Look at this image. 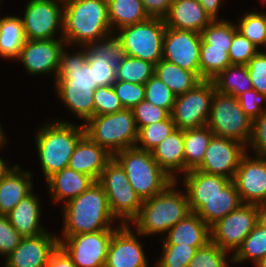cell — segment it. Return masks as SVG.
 I'll list each match as a JSON object with an SVG mask.
<instances>
[{
	"label": "cell",
	"mask_w": 266,
	"mask_h": 267,
	"mask_svg": "<svg viewBox=\"0 0 266 267\" xmlns=\"http://www.w3.org/2000/svg\"><path fill=\"white\" fill-rule=\"evenodd\" d=\"M263 48H266V39H265V42L263 44ZM262 52L266 54V49H265V51H262Z\"/></svg>",
	"instance_id": "62"
},
{
	"label": "cell",
	"mask_w": 266,
	"mask_h": 267,
	"mask_svg": "<svg viewBox=\"0 0 266 267\" xmlns=\"http://www.w3.org/2000/svg\"><path fill=\"white\" fill-rule=\"evenodd\" d=\"M247 153L241 157L232 181L243 204L256 205L266 198V157L253 158Z\"/></svg>",
	"instance_id": "17"
},
{
	"label": "cell",
	"mask_w": 266,
	"mask_h": 267,
	"mask_svg": "<svg viewBox=\"0 0 266 267\" xmlns=\"http://www.w3.org/2000/svg\"><path fill=\"white\" fill-rule=\"evenodd\" d=\"M113 158L104 147L93 142L86 134L78 141L68 167L97 181L106 164Z\"/></svg>",
	"instance_id": "21"
},
{
	"label": "cell",
	"mask_w": 266,
	"mask_h": 267,
	"mask_svg": "<svg viewBox=\"0 0 266 267\" xmlns=\"http://www.w3.org/2000/svg\"><path fill=\"white\" fill-rule=\"evenodd\" d=\"M97 85H55L60 101L85 124L94 116V90Z\"/></svg>",
	"instance_id": "29"
},
{
	"label": "cell",
	"mask_w": 266,
	"mask_h": 267,
	"mask_svg": "<svg viewBox=\"0 0 266 267\" xmlns=\"http://www.w3.org/2000/svg\"><path fill=\"white\" fill-rule=\"evenodd\" d=\"M154 75L163 81L176 96L185 94L202 81L196 73L182 69L164 59L155 65Z\"/></svg>",
	"instance_id": "31"
},
{
	"label": "cell",
	"mask_w": 266,
	"mask_h": 267,
	"mask_svg": "<svg viewBox=\"0 0 266 267\" xmlns=\"http://www.w3.org/2000/svg\"><path fill=\"white\" fill-rule=\"evenodd\" d=\"M87 63L94 67L95 83L98 87H111L117 80L116 66L113 60L98 57L87 45Z\"/></svg>",
	"instance_id": "45"
},
{
	"label": "cell",
	"mask_w": 266,
	"mask_h": 267,
	"mask_svg": "<svg viewBox=\"0 0 266 267\" xmlns=\"http://www.w3.org/2000/svg\"><path fill=\"white\" fill-rule=\"evenodd\" d=\"M244 14L237 22L238 31L256 47L263 46L266 39V14L257 11Z\"/></svg>",
	"instance_id": "41"
},
{
	"label": "cell",
	"mask_w": 266,
	"mask_h": 267,
	"mask_svg": "<svg viewBox=\"0 0 266 267\" xmlns=\"http://www.w3.org/2000/svg\"><path fill=\"white\" fill-rule=\"evenodd\" d=\"M124 107L113 87H97L94 90V116L116 113Z\"/></svg>",
	"instance_id": "47"
},
{
	"label": "cell",
	"mask_w": 266,
	"mask_h": 267,
	"mask_svg": "<svg viewBox=\"0 0 266 267\" xmlns=\"http://www.w3.org/2000/svg\"><path fill=\"white\" fill-rule=\"evenodd\" d=\"M211 80L217 92L235 97L253 89L247 65L231 64Z\"/></svg>",
	"instance_id": "34"
},
{
	"label": "cell",
	"mask_w": 266,
	"mask_h": 267,
	"mask_svg": "<svg viewBox=\"0 0 266 267\" xmlns=\"http://www.w3.org/2000/svg\"><path fill=\"white\" fill-rule=\"evenodd\" d=\"M65 48L61 53L54 85H96L94 67L87 63L85 47L81 46V51L73 54Z\"/></svg>",
	"instance_id": "23"
},
{
	"label": "cell",
	"mask_w": 266,
	"mask_h": 267,
	"mask_svg": "<svg viewBox=\"0 0 266 267\" xmlns=\"http://www.w3.org/2000/svg\"><path fill=\"white\" fill-rule=\"evenodd\" d=\"M162 244L203 247L211 241L210 228L197 214L190 212L184 219L168 230Z\"/></svg>",
	"instance_id": "26"
},
{
	"label": "cell",
	"mask_w": 266,
	"mask_h": 267,
	"mask_svg": "<svg viewBox=\"0 0 266 267\" xmlns=\"http://www.w3.org/2000/svg\"><path fill=\"white\" fill-rule=\"evenodd\" d=\"M201 33L165 28L163 58L200 77Z\"/></svg>",
	"instance_id": "14"
},
{
	"label": "cell",
	"mask_w": 266,
	"mask_h": 267,
	"mask_svg": "<svg viewBox=\"0 0 266 267\" xmlns=\"http://www.w3.org/2000/svg\"><path fill=\"white\" fill-rule=\"evenodd\" d=\"M230 48L211 47L203 39L200 45V78L211 80L220 71L231 65L229 57Z\"/></svg>",
	"instance_id": "36"
},
{
	"label": "cell",
	"mask_w": 266,
	"mask_h": 267,
	"mask_svg": "<svg viewBox=\"0 0 266 267\" xmlns=\"http://www.w3.org/2000/svg\"><path fill=\"white\" fill-rule=\"evenodd\" d=\"M237 25L228 20H213L201 31V38L211 47L230 48Z\"/></svg>",
	"instance_id": "40"
},
{
	"label": "cell",
	"mask_w": 266,
	"mask_h": 267,
	"mask_svg": "<svg viewBox=\"0 0 266 267\" xmlns=\"http://www.w3.org/2000/svg\"><path fill=\"white\" fill-rule=\"evenodd\" d=\"M164 21L169 28L201 33L213 20L198 0H173Z\"/></svg>",
	"instance_id": "22"
},
{
	"label": "cell",
	"mask_w": 266,
	"mask_h": 267,
	"mask_svg": "<svg viewBox=\"0 0 266 267\" xmlns=\"http://www.w3.org/2000/svg\"><path fill=\"white\" fill-rule=\"evenodd\" d=\"M144 87L145 100L166 109L171 114L176 99L172 90L155 75L144 84Z\"/></svg>",
	"instance_id": "44"
},
{
	"label": "cell",
	"mask_w": 266,
	"mask_h": 267,
	"mask_svg": "<svg viewBox=\"0 0 266 267\" xmlns=\"http://www.w3.org/2000/svg\"><path fill=\"white\" fill-rule=\"evenodd\" d=\"M115 230L58 236L59 246L76 267H105L108 247Z\"/></svg>",
	"instance_id": "12"
},
{
	"label": "cell",
	"mask_w": 266,
	"mask_h": 267,
	"mask_svg": "<svg viewBox=\"0 0 266 267\" xmlns=\"http://www.w3.org/2000/svg\"><path fill=\"white\" fill-rule=\"evenodd\" d=\"M65 44L63 38L26 40L15 60L20 61L30 75L52 73L56 79Z\"/></svg>",
	"instance_id": "15"
},
{
	"label": "cell",
	"mask_w": 266,
	"mask_h": 267,
	"mask_svg": "<svg viewBox=\"0 0 266 267\" xmlns=\"http://www.w3.org/2000/svg\"><path fill=\"white\" fill-rule=\"evenodd\" d=\"M207 126L215 136L232 139L248 147L253 120L244 113L237 97L215 90Z\"/></svg>",
	"instance_id": "7"
},
{
	"label": "cell",
	"mask_w": 266,
	"mask_h": 267,
	"mask_svg": "<svg viewBox=\"0 0 266 267\" xmlns=\"http://www.w3.org/2000/svg\"><path fill=\"white\" fill-rule=\"evenodd\" d=\"M258 49L262 48L256 47L238 31L233 37L228 52L231 64L247 65L249 60L259 52Z\"/></svg>",
	"instance_id": "49"
},
{
	"label": "cell",
	"mask_w": 266,
	"mask_h": 267,
	"mask_svg": "<svg viewBox=\"0 0 266 267\" xmlns=\"http://www.w3.org/2000/svg\"><path fill=\"white\" fill-rule=\"evenodd\" d=\"M132 112L134 114L138 130L152 123L166 120L171 115L166 109L155 106L146 100L137 104L132 109Z\"/></svg>",
	"instance_id": "50"
},
{
	"label": "cell",
	"mask_w": 266,
	"mask_h": 267,
	"mask_svg": "<svg viewBox=\"0 0 266 267\" xmlns=\"http://www.w3.org/2000/svg\"><path fill=\"white\" fill-rule=\"evenodd\" d=\"M257 224L266 228V203L257 204Z\"/></svg>",
	"instance_id": "58"
},
{
	"label": "cell",
	"mask_w": 266,
	"mask_h": 267,
	"mask_svg": "<svg viewBox=\"0 0 266 267\" xmlns=\"http://www.w3.org/2000/svg\"><path fill=\"white\" fill-rule=\"evenodd\" d=\"M232 139L213 136L202 163L196 168L202 172L222 175L233 180L241 157L249 150Z\"/></svg>",
	"instance_id": "16"
},
{
	"label": "cell",
	"mask_w": 266,
	"mask_h": 267,
	"mask_svg": "<svg viewBox=\"0 0 266 267\" xmlns=\"http://www.w3.org/2000/svg\"><path fill=\"white\" fill-rule=\"evenodd\" d=\"M198 248L176 244H163L162 255L154 267H188Z\"/></svg>",
	"instance_id": "43"
},
{
	"label": "cell",
	"mask_w": 266,
	"mask_h": 267,
	"mask_svg": "<svg viewBox=\"0 0 266 267\" xmlns=\"http://www.w3.org/2000/svg\"><path fill=\"white\" fill-rule=\"evenodd\" d=\"M107 2L108 18L112 32L150 18L141 0H107Z\"/></svg>",
	"instance_id": "32"
},
{
	"label": "cell",
	"mask_w": 266,
	"mask_h": 267,
	"mask_svg": "<svg viewBox=\"0 0 266 267\" xmlns=\"http://www.w3.org/2000/svg\"><path fill=\"white\" fill-rule=\"evenodd\" d=\"M176 128L171 115L166 120L152 123L138 130V138L135 147L151 152Z\"/></svg>",
	"instance_id": "39"
},
{
	"label": "cell",
	"mask_w": 266,
	"mask_h": 267,
	"mask_svg": "<svg viewBox=\"0 0 266 267\" xmlns=\"http://www.w3.org/2000/svg\"><path fill=\"white\" fill-rule=\"evenodd\" d=\"M247 71L253 89L258 93L266 94V54L259 51L247 63Z\"/></svg>",
	"instance_id": "51"
},
{
	"label": "cell",
	"mask_w": 266,
	"mask_h": 267,
	"mask_svg": "<svg viewBox=\"0 0 266 267\" xmlns=\"http://www.w3.org/2000/svg\"><path fill=\"white\" fill-rule=\"evenodd\" d=\"M59 246L58 236L44 232L22 237L19 245L5 258L4 267H44Z\"/></svg>",
	"instance_id": "19"
},
{
	"label": "cell",
	"mask_w": 266,
	"mask_h": 267,
	"mask_svg": "<svg viewBox=\"0 0 266 267\" xmlns=\"http://www.w3.org/2000/svg\"><path fill=\"white\" fill-rule=\"evenodd\" d=\"M257 224V204H242L210 228L211 241L229 252L242 245Z\"/></svg>",
	"instance_id": "13"
},
{
	"label": "cell",
	"mask_w": 266,
	"mask_h": 267,
	"mask_svg": "<svg viewBox=\"0 0 266 267\" xmlns=\"http://www.w3.org/2000/svg\"><path fill=\"white\" fill-rule=\"evenodd\" d=\"M44 267H76L68 254L58 246Z\"/></svg>",
	"instance_id": "56"
},
{
	"label": "cell",
	"mask_w": 266,
	"mask_h": 267,
	"mask_svg": "<svg viewBox=\"0 0 266 267\" xmlns=\"http://www.w3.org/2000/svg\"><path fill=\"white\" fill-rule=\"evenodd\" d=\"M165 28L164 18L150 17L141 23L120 28L117 36L127 56L156 65L163 58Z\"/></svg>",
	"instance_id": "9"
},
{
	"label": "cell",
	"mask_w": 266,
	"mask_h": 267,
	"mask_svg": "<svg viewBox=\"0 0 266 267\" xmlns=\"http://www.w3.org/2000/svg\"><path fill=\"white\" fill-rule=\"evenodd\" d=\"M6 137L4 135V131L2 129V126L0 125V149L5 146L6 144Z\"/></svg>",
	"instance_id": "60"
},
{
	"label": "cell",
	"mask_w": 266,
	"mask_h": 267,
	"mask_svg": "<svg viewBox=\"0 0 266 267\" xmlns=\"http://www.w3.org/2000/svg\"><path fill=\"white\" fill-rule=\"evenodd\" d=\"M32 172L23 171L19 165L0 180V214L7 215L23 198L33 191Z\"/></svg>",
	"instance_id": "25"
},
{
	"label": "cell",
	"mask_w": 266,
	"mask_h": 267,
	"mask_svg": "<svg viewBox=\"0 0 266 267\" xmlns=\"http://www.w3.org/2000/svg\"><path fill=\"white\" fill-rule=\"evenodd\" d=\"M113 157L125 170L130 186L142 201L161 193L174 181L159 167L149 151L126 148Z\"/></svg>",
	"instance_id": "5"
},
{
	"label": "cell",
	"mask_w": 266,
	"mask_h": 267,
	"mask_svg": "<svg viewBox=\"0 0 266 267\" xmlns=\"http://www.w3.org/2000/svg\"><path fill=\"white\" fill-rule=\"evenodd\" d=\"M39 202V196L32 191L7 214L10 223L22 237H34L47 231L40 223L42 213Z\"/></svg>",
	"instance_id": "28"
},
{
	"label": "cell",
	"mask_w": 266,
	"mask_h": 267,
	"mask_svg": "<svg viewBox=\"0 0 266 267\" xmlns=\"http://www.w3.org/2000/svg\"><path fill=\"white\" fill-rule=\"evenodd\" d=\"M145 11L150 17L164 18L170 9L173 0H141Z\"/></svg>",
	"instance_id": "55"
},
{
	"label": "cell",
	"mask_w": 266,
	"mask_h": 267,
	"mask_svg": "<svg viewBox=\"0 0 266 267\" xmlns=\"http://www.w3.org/2000/svg\"><path fill=\"white\" fill-rule=\"evenodd\" d=\"M84 135L83 124L75 125L65 120L46 122L38 129L35 144L45 180L68 167L74 149Z\"/></svg>",
	"instance_id": "4"
},
{
	"label": "cell",
	"mask_w": 266,
	"mask_h": 267,
	"mask_svg": "<svg viewBox=\"0 0 266 267\" xmlns=\"http://www.w3.org/2000/svg\"><path fill=\"white\" fill-rule=\"evenodd\" d=\"M113 34V35H112ZM115 32L100 38L96 42H92L87 46L98 56L106 60H113L117 65L126 56L123 50L120 38L115 34Z\"/></svg>",
	"instance_id": "46"
},
{
	"label": "cell",
	"mask_w": 266,
	"mask_h": 267,
	"mask_svg": "<svg viewBox=\"0 0 266 267\" xmlns=\"http://www.w3.org/2000/svg\"><path fill=\"white\" fill-rule=\"evenodd\" d=\"M215 86L212 80H202L185 94L176 96L172 120L176 128L193 129L207 125Z\"/></svg>",
	"instance_id": "10"
},
{
	"label": "cell",
	"mask_w": 266,
	"mask_h": 267,
	"mask_svg": "<svg viewBox=\"0 0 266 267\" xmlns=\"http://www.w3.org/2000/svg\"><path fill=\"white\" fill-rule=\"evenodd\" d=\"M213 136L214 133L207 125L184 130L185 174L202 163Z\"/></svg>",
	"instance_id": "35"
},
{
	"label": "cell",
	"mask_w": 266,
	"mask_h": 267,
	"mask_svg": "<svg viewBox=\"0 0 266 267\" xmlns=\"http://www.w3.org/2000/svg\"><path fill=\"white\" fill-rule=\"evenodd\" d=\"M46 182L50 197L55 204L62 201L66 203L78 197L94 184L95 180L86 174L67 167L54 173Z\"/></svg>",
	"instance_id": "27"
},
{
	"label": "cell",
	"mask_w": 266,
	"mask_h": 267,
	"mask_svg": "<svg viewBox=\"0 0 266 267\" xmlns=\"http://www.w3.org/2000/svg\"><path fill=\"white\" fill-rule=\"evenodd\" d=\"M242 204L243 202L241 201L235 183L231 180L221 192L206 200L205 205L197 214L211 228L221 218L238 209Z\"/></svg>",
	"instance_id": "30"
},
{
	"label": "cell",
	"mask_w": 266,
	"mask_h": 267,
	"mask_svg": "<svg viewBox=\"0 0 266 267\" xmlns=\"http://www.w3.org/2000/svg\"><path fill=\"white\" fill-rule=\"evenodd\" d=\"M182 180L192 213H197L206 200L216 196L231 181L222 175L208 174L196 169L183 174Z\"/></svg>",
	"instance_id": "20"
},
{
	"label": "cell",
	"mask_w": 266,
	"mask_h": 267,
	"mask_svg": "<svg viewBox=\"0 0 266 267\" xmlns=\"http://www.w3.org/2000/svg\"><path fill=\"white\" fill-rule=\"evenodd\" d=\"M63 1V39L66 45L80 48L113 33L107 0Z\"/></svg>",
	"instance_id": "2"
},
{
	"label": "cell",
	"mask_w": 266,
	"mask_h": 267,
	"mask_svg": "<svg viewBox=\"0 0 266 267\" xmlns=\"http://www.w3.org/2000/svg\"><path fill=\"white\" fill-rule=\"evenodd\" d=\"M228 253L209 241L205 246L198 248L188 267H229V264L232 263V256L230 261L227 260Z\"/></svg>",
	"instance_id": "42"
},
{
	"label": "cell",
	"mask_w": 266,
	"mask_h": 267,
	"mask_svg": "<svg viewBox=\"0 0 266 267\" xmlns=\"http://www.w3.org/2000/svg\"><path fill=\"white\" fill-rule=\"evenodd\" d=\"M130 227L129 224H120L114 231L105 267H149L143 245L137 238L142 235Z\"/></svg>",
	"instance_id": "18"
},
{
	"label": "cell",
	"mask_w": 266,
	"mask_h": 267,
	"mask_svg": "<svg viewBox=\"0 0 266 267\" xmlns=\"http://www.w3.org/2000/svg\"><path fill=\"white\" fill-rule=\"evenodd\" d=\"M254 150L255 156L266 157V109L253 121L252 137L248 148Z\"/></svg>",
	"instance_id": "54"
},
{
	"label": "cell",
	"mask_w": 266,
	"mask_h": 267,
	"mask_svg": "<svg viewBox=\"0 0 266 267\" xmlns=\"http://www.w3.org/2000/svg\"><path fill=\"white\" fill-rule=\"evenodd\" d=\"M8 163L3 160V158L0 157V180L3 178V176L11 169Z\"/></svg>",
	"instance_id": "59"
},
{
	"label": "cell",
	"mask_w": 266,
	"mask_h": 267,
	"mask_svg": "<svg viewBox=\"0 0 266 267\" xmlns=\"http://www.w3.org/2000/svg\"><path fill=\"white\" fill-rule=\"evenodd\" d=\"M97 182L104 189L110 211L121 225L131 223L139 214L142 200L130 186L125 170L113 157Z\"/></svg>",
	"instance_id": "8"
},
{
	"label": "cell",
	"mask_w": 266,
	"mask_h": 267,
	"mask_svg": "<svg viewBox=\"0 0 266 267\" xmlns=\"http://www.w3.org/2000/svg\"><path fill=\"white\" fill-rule=\"evenodd\" d=\"M26 40L20 17L0 18V57L15 60Z\"/></svg>",
	"instance_id": "33"
},
{
	"label": "cell",
	"mask_w": 266,
	"mask_h": 267,
	"mask_svg": "<svg viewBox=\"0 0 266 267\" xmlns=\"http://www.w3.org/2000/svg\"><path fill=\"white\" fill-rule=\"evenodd\" d=\"M151 153L159 167L172 180H177L176 173L185 174L184 130L175 129Z\"/></svg>",
	"instance_id": "24"
},
{
	"label": "cell",
	"mask_w": 266,
	"mask_h": 267,
	"mask_svg": "<svg viewBox=\"0 0 266 267\" xmlns=\"http://www.w3.org/2000/svg\"><path fill=\"white\" fill-rule=\"evenodd\" d=\"M117 80L144 85L155 72V64L125 56L116 66Z\"/></svg>",
	"instance_id": "38"
},
{
	"label": "cell",
	"mask_w": 266,
	"mask_h": 267,
	"mask_svg": "<svg viewBox=\"0 0 266 267\" xmlns=\"http://www.w3.org/2000/svg\"><path fill=\"white\" fill-rule=\"evenodd\" d=\"M25 8L21 19L27 40L54 39L57 32L63 38V0H29Z\"/></svg>",
	"instance_id": "11"
},
{
	"label": "cell",
	"mask_w": 266,
	"mask_h": 267,
	"mask_svg": "<svg viewBox=\"0 0 266 267\" xmlns=\"http://www.w3.org/2000/svg\"><path fill=\"white\" fill-rule=\"evenodd\" d=\"M112 87L124 109H133L137 104L145 100V87L142 84L116 80Z\"/></svg>",
	"instance_id": "48"
},
{
	"label": "cell",
	"mask_w": 266,
	"mask_h": 267,
	"mask_svg": "<svg viewBox=\"0 0 266 267\" xmlns=\"http://www.w3.org/2000/svg\"><path fill=\"white\" fill-rule=\"evenodd\" d=\"M237 98L244 113L253 121L266 109L262 106V101L266 102V94L258 93L254 89L245 91Z\"/></svg>",
	"instance_id": "53"
},
{
	"label": "cell",
	"mask_w": 266,
	"mask_h": 267,
	"mask_svg": "<svg viewBox=\"0 0 266 267\" xmlns=\"http://www.w3.org/2000/svg\"><path fill=\"white\" fill-rule=\"evenodd\" d=\"M266 257V228L256 224L243 240L242 245L232 255V263L251 260L253 264Z\"/></svg>",
	"instance_id": "37"
},
{
	"label": "cell",
	"mask_w": 266,
	"mask_h": 267,
	"mask_svg": "<svg viewBox=\"0 0 266 267\" xmlns=\"http://www.w3.org/2000/svg\"><path fill=\"white\" fill-rule=\"evenodd\" d=\"M176 185L177 180L161 193L142 201L139 214L130 223L142 237L165 234L191 212L187 193L178 190Z\"/></svg>",
	"instance_id": "3"
},
{
	"label": "cell",
	"mask_w": 266,
	"mask_h": 267,
	"mask_svg": "<svg viewBox=\"0 0 266 267\" xmlns=\"http://www.w3.org/2000/svg\"><path fill=\"white\" fill-rule=\"evenodd\" d=\"M22 236L12 226L7 215L0 214V255L6 258L18 245Z\"/></svg>",
	"instance_id": "52"
},
{
	"label": "cell",
	"mask_w": 266,
	"mask_h": 267,
	"mask_svg": "<svg viewBox=\"0 0 266 267\" xmlns=\"http://www.w3.org/2000/svg\"><path fill=\"white\" fill-rule=\"evenodd\" d=\"M205 12L212 20H219V8L222 6L223 0H198Z\"/></svg>",
	"instance_id": "57"
},
{
	"label": "cell",
	"mask_w": 266,
	"mask_h": 267,
	"mask_svg": "<svg viewBox=\"0 0 266 267\" xmlns=\"http://www.w3.org/2000/svg\"><path fill=\"white\" fill-rule=\"evenodd\" d=\"M63 217V237L118 228L111 225L116 219L110 211L107 195L97 181L65 203Z\"/></svg>",
	"instance_id": "1"
},
{
	"label": "cell",
	"mask_w": 266,
	"mask_h": 267,
	"mask_svg": "<svg viewBox=\"0 0 266 267\" xmlns=\"http://www.w3.org/2000/svg\"><path fill=\"white\" fill-rule=\"evenodd\" d=\"M85 134L113 156L123 149L135 147L138 128L132 109L91 117L83 124Z\"/></svg>",
	"instance_id": "6"
},
{
	"label": "cell",
	"mask_w": 266,
	"mask_h": 267,
	"mask_svg": "<svg viewBox=\"0 0 266 267\" xmlns=\"http://www.w3.org/2000/svg\"><path fill=\"white\" fill-rule=\"evenodd\" d=\"M255 267H266V257L254 264Z\"/></svg>",
	"instance_id": "61"
}]
</instances>
